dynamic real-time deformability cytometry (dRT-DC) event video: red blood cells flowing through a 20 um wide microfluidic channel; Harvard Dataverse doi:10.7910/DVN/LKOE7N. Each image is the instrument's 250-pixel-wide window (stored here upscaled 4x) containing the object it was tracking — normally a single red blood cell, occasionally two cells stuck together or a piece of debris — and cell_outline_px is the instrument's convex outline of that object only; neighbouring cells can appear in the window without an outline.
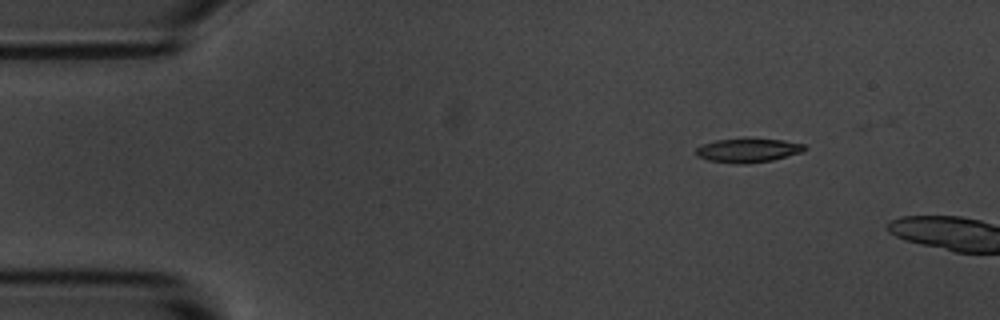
{"species": "common noctule bat (a hibernating species)", "species_latin": "Nyctalus noctula", "temperature_condition": "room temperature", "stored_images_in_passage": 3, "camera_frame_rate_fps": 3000, "um_per_image_px": 0.085, "animal": {"sex": "male", "body_mass_g": 20.1, "forearm_length_mm": 53.5}, "frame": {"image": 1, "passage_image": 2, "time_ms": 2.0, "image_size_px": [1000, 320], "cell_outline_px": [[808, 148], [804, 152], [772, 160], [744, 164], [736, 164], [708, 160], [696, 156], [696, 148], [704, 144], [716, 140], [784, 140], [804, 144]], "centroid_in_image_um": [63.61, 12.81], "position_along_channel_um": 21.4, "area_um2": 14.85}}